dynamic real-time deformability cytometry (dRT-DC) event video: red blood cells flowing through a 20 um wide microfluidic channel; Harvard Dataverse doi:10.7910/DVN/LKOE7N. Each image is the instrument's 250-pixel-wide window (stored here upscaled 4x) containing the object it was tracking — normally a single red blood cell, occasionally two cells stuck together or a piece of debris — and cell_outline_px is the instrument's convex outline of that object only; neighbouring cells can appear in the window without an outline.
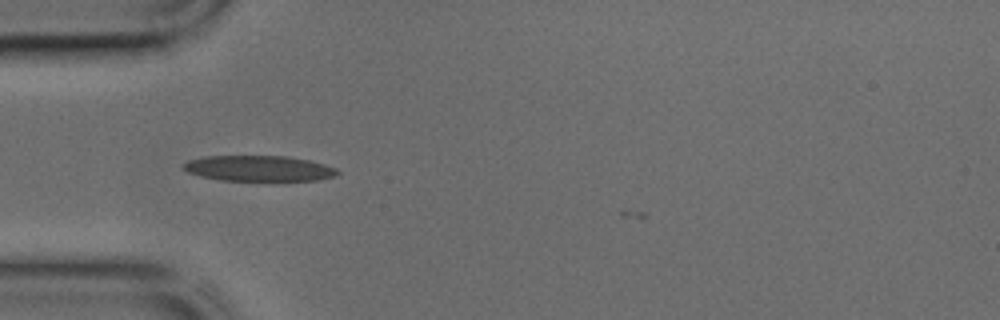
{"species": "common noctule bat (a hibernating species)", "species_latin": "Nyctalus noctula", "temperature_condition": "cold", "stored_images_in_passage": 4, "camera_frame_rate_fps": 3000, "um_per_image_px": 0.085, "animal": {"sex": "male", "body_mass_g": 17.9, "forearm_length_mm": 54.2}, "frame": {"image": 1, "passage_image": 1, "time_ms": 0.0, "image_size_px": [1000, 320], "cell_outline_px": [[340, 172], [336, 176], [316, 180], [220, 180], [200, 176], [188, 172], [180, 168], [188, 160], [208, 156], [288, 156], [308, 160], [324, 164], [336, 168]], "centroid_in_image_um": [21.99, 14.31], "position_along_channel_um": 63.0, "area_um2": 22.89}}